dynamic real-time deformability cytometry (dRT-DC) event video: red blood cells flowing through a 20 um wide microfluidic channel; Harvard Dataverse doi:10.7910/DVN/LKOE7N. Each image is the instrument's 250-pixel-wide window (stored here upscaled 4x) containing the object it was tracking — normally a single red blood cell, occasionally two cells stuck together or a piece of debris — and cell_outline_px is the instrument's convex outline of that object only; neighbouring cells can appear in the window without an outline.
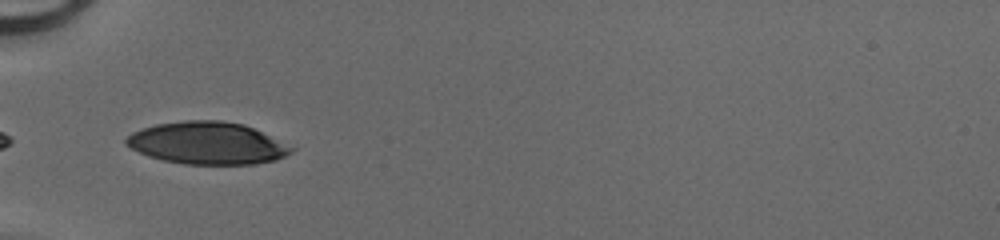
{"species": "human", "species_latin": "Homo sapiens", "temperature_condition": "cold", "stored_images_in_passage": 10, "camera_frame_rate_fps": 3000, "um_per_image_px": 0.085, "donor": {"sex": "male"}, "frame": {"image": 1, "passage_image": 1, "time_ms": 0.0, "image_size_px": [1000, 240], "cell_outline_px": [[296, 148], [292, 152], [276, 160], [256, 164], [184, 164], [164, 160], [148, 156], [132, 148], [124, 140], [132, 132], [140, 128], [156, 124], [184, 120], [220, 120], [244, 124]], "centroid_in_image_um": [17.63, 12.16], "position_along_channel_um": 67.4, "area_um2": 40.58}}
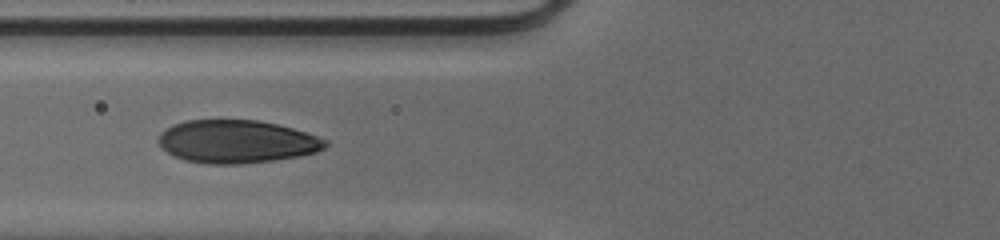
{"frame": {"image": 2, "passage_image": 4, "time_ms": 1.0, "image_size_px": [1000, 240], "cell_outline_px": [[328, 144], [324, 148], [316, 152], [300, 156], [272, 160], [240, 164], [212, 164], [184, 160], [168, 152], [156, 140], [160, 132], [172, 124], [184, 120], [260, 120], [292, 128], [328, 140]], "centroid_in_image_um": [20.1, 12.02], "position_along_channel_um": 105.7, "area_um2": 41.73}}
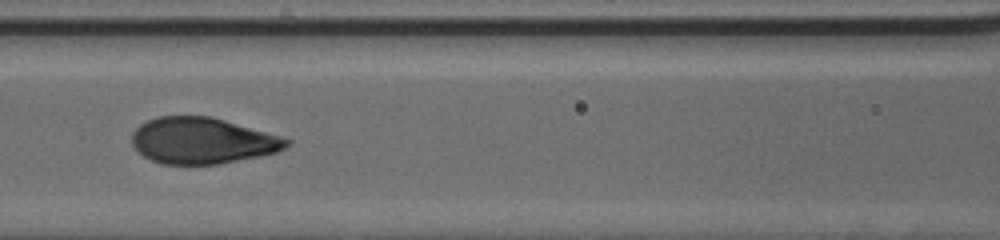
{"frame": {"image": 3, "passage_image": 7, "time_ms": 2.0, "image_size_px": [1000, 240], "cell_outline_px": [[292, 144], [276, 152], [260, 156], [220, 164], [160, 164], [144, 156], [132, 144], [132, 132], [140, 124], [156, 116], [212, 116], [280, 136], [292, 140]], "centroid_in_image_um": [17.2, 11.95], "position_along_channel_um": 149.4, "area_um2": 41.67}}